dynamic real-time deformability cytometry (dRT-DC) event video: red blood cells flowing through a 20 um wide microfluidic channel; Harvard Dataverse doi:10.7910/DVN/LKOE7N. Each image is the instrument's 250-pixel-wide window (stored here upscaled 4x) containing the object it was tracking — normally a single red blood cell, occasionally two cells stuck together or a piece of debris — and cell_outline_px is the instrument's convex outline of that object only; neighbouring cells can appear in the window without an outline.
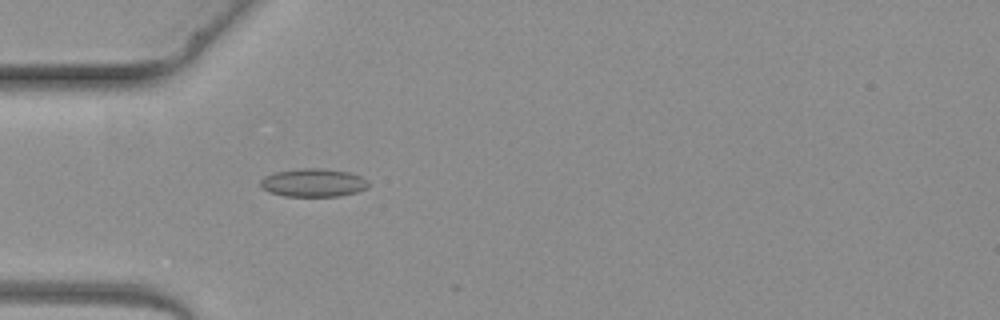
{"species": "common noctule bat (a hibernating species)", "species_latin": "Nyctalus noctula", "temperature_condition": "warm", "stored_images_in_passage": 5, "camera_frame_rate_fps": 3000, "um_per_image_px": 0.085, "animal": {"sex": "female", "body_mass_g": 19.3, "forearm_length_mm": 54.1}, "frame": {"image": 1, "passage_image": 5, "time_ms": 5.0, "image_size_px": [1000, 320], "cell_outline_px": [[368, 188], [356, 192], [340, 196], [284, 196], [268, 192], [260, 188], [260, 180], [264, 176], [276, 172], [300, 168], [320, 168], [348, 172], [360, 176], [368, 180]], "centroid_in_image_um": [26.6, 15.53], "position_along_channel_um": 58.4, "area_um2": 17.86}}